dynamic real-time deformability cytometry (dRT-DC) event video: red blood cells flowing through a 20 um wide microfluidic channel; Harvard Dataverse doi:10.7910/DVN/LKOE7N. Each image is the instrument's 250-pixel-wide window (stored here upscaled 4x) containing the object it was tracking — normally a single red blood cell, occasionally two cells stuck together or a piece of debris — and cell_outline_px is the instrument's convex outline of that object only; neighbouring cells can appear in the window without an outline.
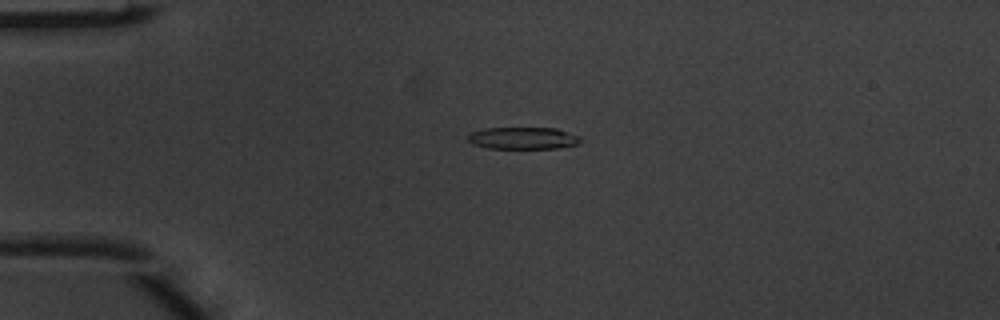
{"species": "common noctule bat (a hibernating species)", "species_latin": "Nyctalus noctula", "temperature_condition": "warm", "stored_images_in_passage": 2, "camera_frame_rate_fps": 3000, "um_per_image_px": 0.085, "animal": {"sex": "male", "body_mass_g": 20.1, "forearm_length_mm": 53.5}, "frame": {"image": 1, "passage_image": 1, "time_ms": 0.0, "image_size_px": [1000, 320], "cell_outline_px": [[580, 144], [556, 148], [488, 148], [472, 144], [468, 140], [468, 136], [472, 132], [484, 128], [556, 128], [580, 136]], "centroid_in_image_um": [44.47, 11.74], "position_along_channel_um": 40.5, "area_um2": 14.39}}